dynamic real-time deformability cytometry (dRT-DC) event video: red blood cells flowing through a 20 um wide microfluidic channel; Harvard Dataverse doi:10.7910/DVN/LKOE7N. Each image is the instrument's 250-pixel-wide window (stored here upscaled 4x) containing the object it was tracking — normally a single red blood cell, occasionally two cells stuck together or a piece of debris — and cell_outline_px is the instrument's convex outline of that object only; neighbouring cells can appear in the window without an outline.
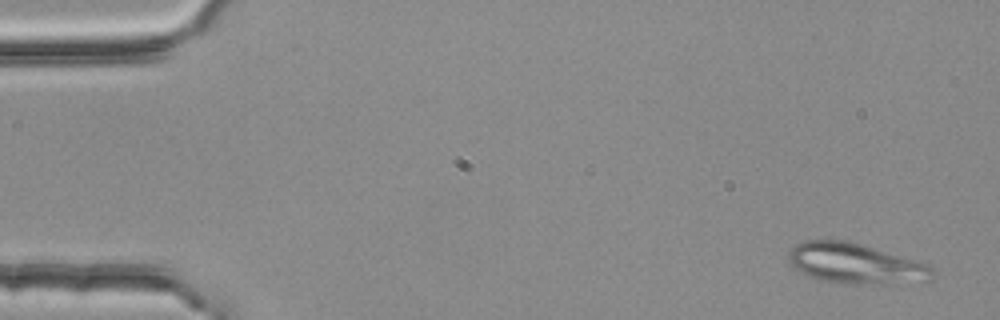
{"species": "common noctule bat (a hibernating species)", "species_latin": "Nyctalus noctula", "temperature_condition": "room temperature", "stored_images_in_passage": 4, "camera_frame_rate_fps": 3000, "um_per_image_px": 0.085, "animal": {"sex": "female", "body_mass_g": 25.1}, "frame": {"image": 1, "passage_image": 1, "time_ms": 0.0, "image_size_px": [1000, 320], "cell_outline_px": [[932, 280], [880, 284], [852, 284], [820, 280], [808, 276], [796, 268], [788, 260], [788, 252], [796, 244], [804, 240], [848, 240], [916, 260], [928, 264], [932, 268]], "centroid_in_image_um": [72.7, 22.39], "position_along_channel_um": 12.3, "area_um2": 33.7}}